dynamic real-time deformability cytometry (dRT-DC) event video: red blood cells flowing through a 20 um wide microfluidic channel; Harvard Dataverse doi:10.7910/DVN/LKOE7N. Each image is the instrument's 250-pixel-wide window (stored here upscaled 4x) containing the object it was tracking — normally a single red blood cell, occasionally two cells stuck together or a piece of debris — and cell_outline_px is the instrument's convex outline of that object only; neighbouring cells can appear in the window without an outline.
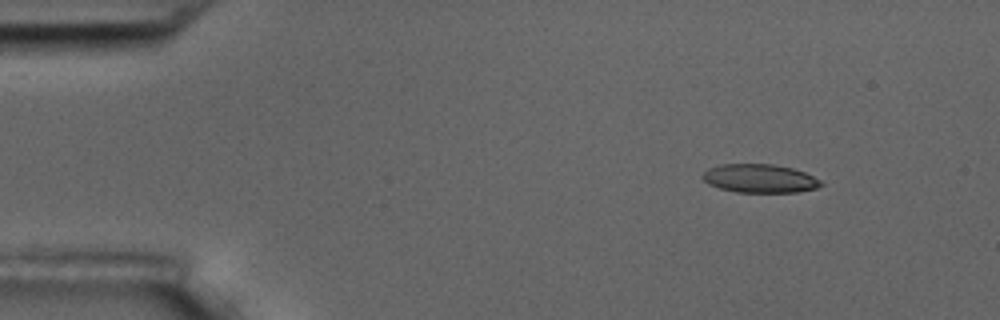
{"species": "common noctule bat (a hibernating species)", "species_latin": "Nyctalus noctula", "temperature_condition": "room temperature", "stored_images_in_passage": 8, "camera_frame_rate_fps": 3000, "um_per_image_px": 0.085, "animal": {"sex": "male", "body_mass_g": 17.5, "forearm_length_mm": 52.3}, "frame": {"image": 1, "passage_image": 1, "time_ms": 0.0, "image_size_px": [1000, 320], "cell_outline_px": [[824, 184], [816, 188], [796, 192], [736, 192], [720, 188], [708, 184], [700, 176], [708, 168], [720, 164], [772, 164], [792, 168], [804, 172], [820, 180]], "centroid_in_image_um": [64.55, 15.16], "position_along_channel_um": 20.5, "area_um2": 19.65}}
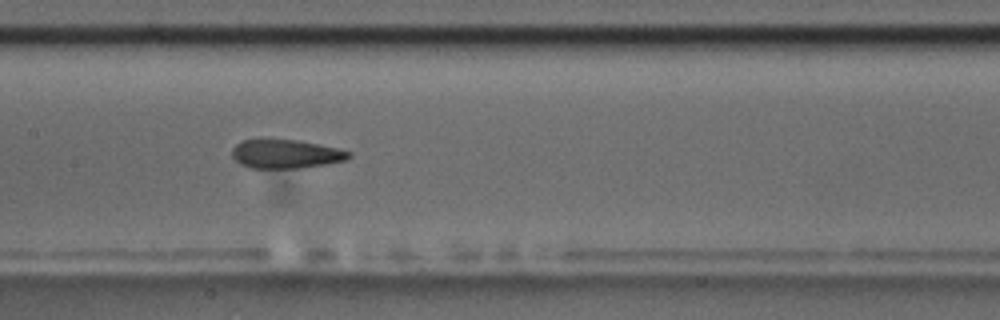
{"frame": {"image": 2, "passage_image": 7, "time_ms": 7.0, "image_size_px": [1000, 320], "cell_outline_px": [[352, 156], [348, 160], [324, 164], [296, 168], [248, 168], [240, 164], [232, 156], [232, 148], [236, 144], [244, 140], [300, 140], [336, 148], [352, 152]], "centroid_in_image_um": [24.3, 13.09], "position_along_channel_um": 183.1, "area_um2": 19.48}}
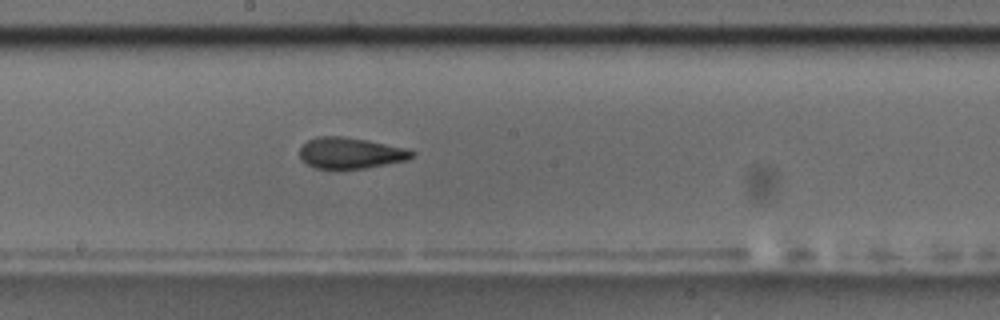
{"frame": {"image": 3, "passage_image": 8, "time_ms": 8.0, "image_size_px": [1000, 320], "cell_outline_px": [[416, 152], [408, 160], [364, 168], [316, 168], [300, 160], [300, 148], [308, 140], [316, 136], [344, 136], [368, 140], [404, 148]], "centroid_in_image_um": [29.77, 12.99], "position_along_channel_um": 218.4, "area_um2": 20.17}}